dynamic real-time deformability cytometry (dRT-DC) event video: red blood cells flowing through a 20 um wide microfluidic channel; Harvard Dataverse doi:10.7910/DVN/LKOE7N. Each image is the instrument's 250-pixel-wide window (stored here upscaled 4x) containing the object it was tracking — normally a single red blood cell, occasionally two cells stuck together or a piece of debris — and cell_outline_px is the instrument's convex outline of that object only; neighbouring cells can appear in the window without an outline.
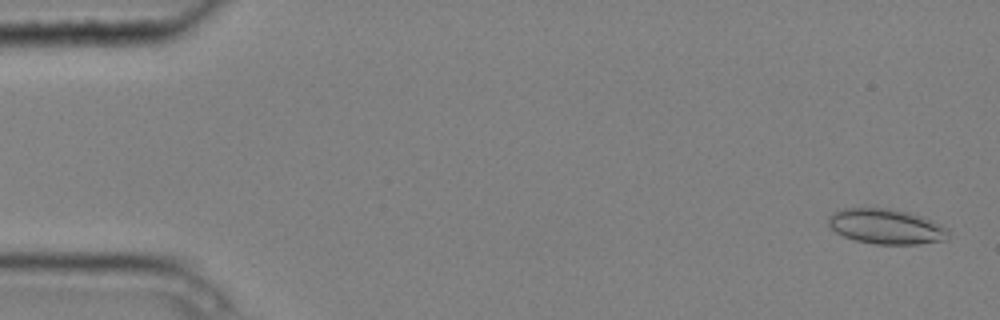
{"species": "common noctule bat (a hibernating species)", "species_latin": "Nyctalus noctula", "temperature_condition": "cold", "stored_images_in_passage": 7, "camera_frame_rate_fps": 3000, "um_per_image_px": 0.085, "animal": {"sex": "male", "body_mass_g": 20.4}, "frame": {"image": 1, "passage_image": 1, "time_ms": 0.0, "image_size_px": [1000, 320], "cell_outline_px": [[948, 236], [944, 240], [916, 244], [876, 244], [856, 240], [844, 236], [836, 232], [828, 224], [828, 216], [832, 212], [844, 208], [888, 208], [908, 212], [924, 216], [948, 228]], "centroid_in_image_um": [75.32, 19.24], "position_along_channel_um": 9.7, "area_um2": 24.57}}
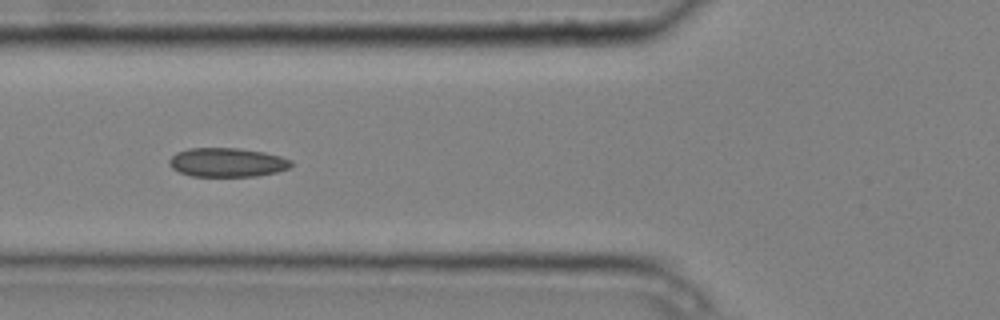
{"frame": {"image": 2, "passage_image": 6, "time_ms": 1.667, "image_size_px": [1000, 320], "cell_outline_px": [[292, 164], [288, 168], [276, 172], [256, 176], [192, 176], [180, 172], [172, 168], [168, 160], [176, 152], [188, 148], [240, 148], [264, 152], [280, 156], [292, 160]], "centroid_in_image_um": [19.3, 13.79], "position_along_channel_um": 106.5, "area_um2": 20.58}}
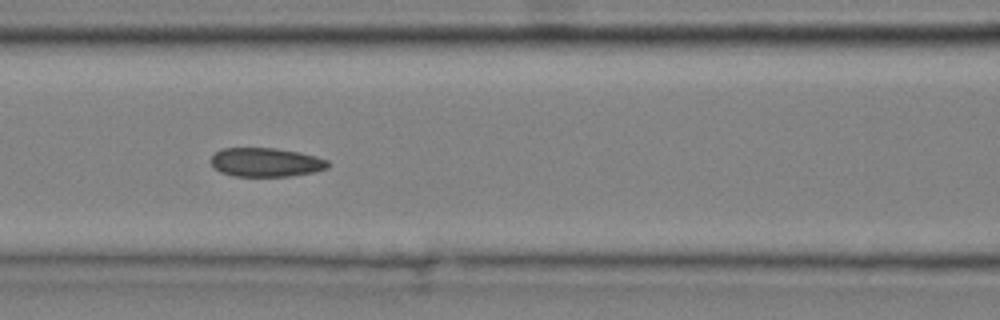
{"frame": {"image": 3, "passage_image": 7, "time_ms": 2.0, "image_size_px": [1000, 320], "cell_outline_px": [[332, 164], [328, 168], [312, 172], [288, 176], [232, 176], [220, 172], [212, 164], [212, 156], [220, 148], [276, 148], [300, 152], [316, 156], [328, 160]], "centroid_in_image_um": [22.63, 13.79], "position_along_channel_um": 144.0, "area_um2": 19.77}}